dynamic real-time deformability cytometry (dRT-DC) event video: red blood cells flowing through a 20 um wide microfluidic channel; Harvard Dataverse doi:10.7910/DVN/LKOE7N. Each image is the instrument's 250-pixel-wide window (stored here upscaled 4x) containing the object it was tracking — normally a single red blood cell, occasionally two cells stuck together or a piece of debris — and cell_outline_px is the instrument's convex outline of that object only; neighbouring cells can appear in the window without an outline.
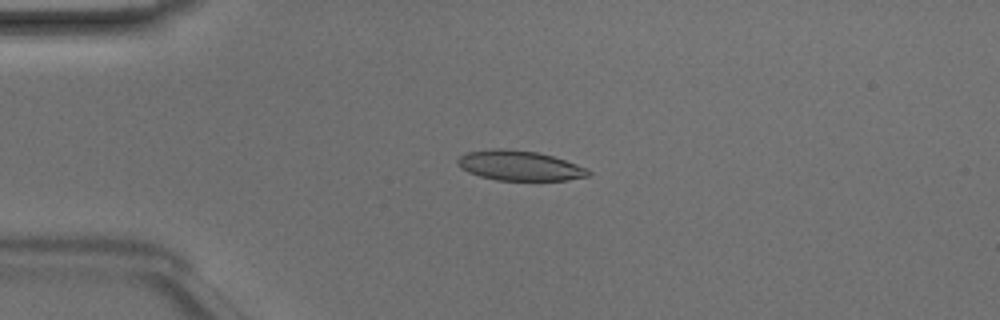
{"species": "Egyptian fruit bat (a non-hibernating species)", "species_latin": "Rousettus aegyptiacus", "temperature_condition": "room temperature", "stored_images_in_passage": 48, "camera_frame_rate_fps": 3000, "um_per_image_px": 0.085, "animal": {"sex": "male"}, "frame": {"image": 1, "passage_image": 12, "time_ms": 3.667, "image_size_px": [1000, 320], "cell_outline_px": [[592, 172], [588, 176], [568, 180], [496, 180], [480, 176], [468, 172], [460, 168], [456, 164], [456, 160], [460, 156], [468, 152], [492, 148], [500, 148], [536, 152], [552, 156], [588, 168]], "centroid_in_image_um": [44.14, 14.08], "position_along_channel_um": 40.9, "area_um2": 22.77}}
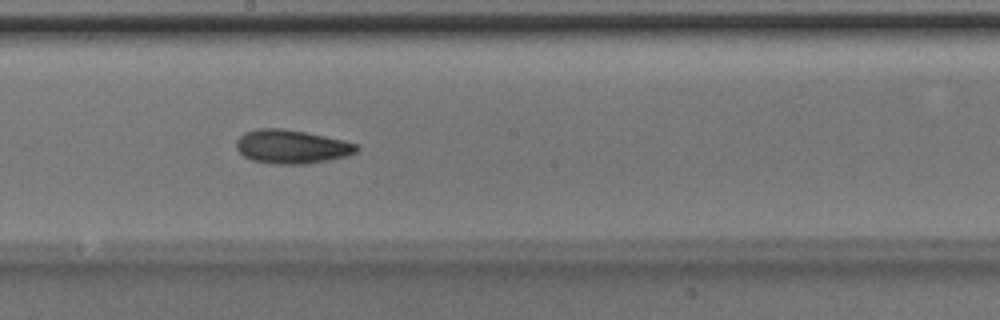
{"frame": {"image": 2, "passage_image": 27, "time_ms": 8.667, "image_size_px": [1000, 320], "cell_outline_px": [[360, 148], [356, 152], [348, 156], [328, 160], [304, 164], [272, 164], [252, 160], [244, 156], [236, 148], [236, 140], [244, 132], [260, 128], [280, 128], [304, 132], [344, 140], [356, 144]], "centroid_in_image_um": [24.78, 12.47], "position_along_channel_um": 223.4, "area_um2": 23.64}}
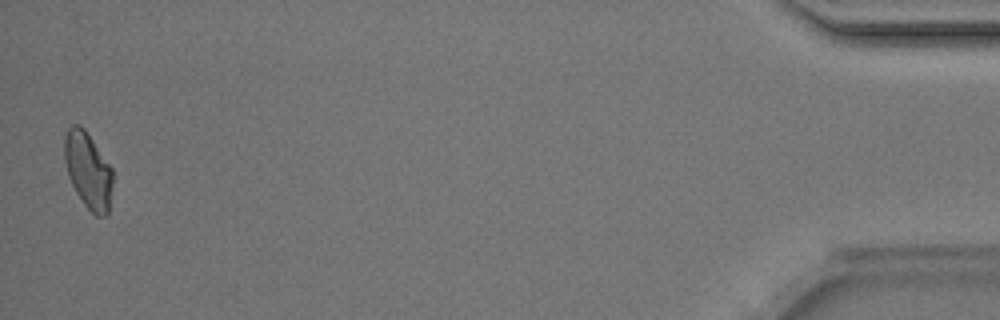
{"frame": {"image": 3, "passage_image": 48, "time_ms": 15.667, "image_size_px": [1000, 320], "cell_outline_px": [[112, 188], [108, 212], [104, 216], [96, 216], [84, 204], [76, 192], [68, 176], [64, 160], [64, 136], [68, 128], [72, 124], [80, 124], [84, 128], [112, 168]], "centroid_in_image_um": [7.47, 14.46], "position_along_channel_um": 427.7, "area_um2": 21.39}, "authors_computed_cell_mechanics": {"area_um2": 22.5998, "velocity_mm_per_s": 4.209, "shape_relaxation_time_tau1_ms": 2.65, "shape_relaxation_time_tau2_ms": 4.1522, "deformation_change_tau1": 0.109, "deformation_change_tau2": 0.0961}}